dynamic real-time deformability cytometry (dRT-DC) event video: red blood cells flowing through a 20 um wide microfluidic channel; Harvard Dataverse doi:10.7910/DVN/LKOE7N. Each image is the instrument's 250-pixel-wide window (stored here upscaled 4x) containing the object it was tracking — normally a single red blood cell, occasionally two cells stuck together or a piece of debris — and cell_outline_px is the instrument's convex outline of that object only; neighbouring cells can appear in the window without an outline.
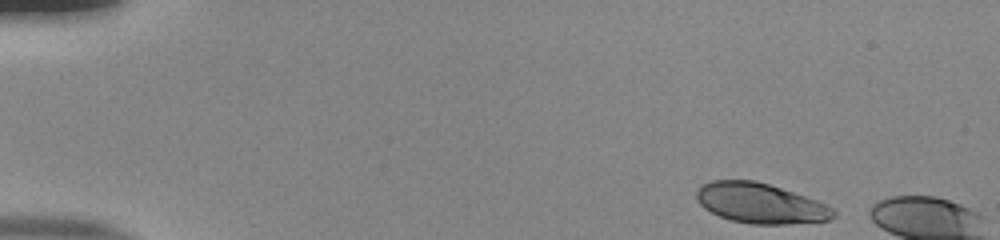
{"species": "human", "species_latin": "Homo sapiens", "temperature_condition": "room temperature", "stored_images_in_passage": 7, "camera_frame_rate_fps": 3000, "um_per_image_px": 0.085, "donor": {"sex": "male"}, "frame": {"image": 1, "passage_image": 1, "time_ms": 0.0, "image_size_px": [1000, 240], "cell_outline_px": [[836, 216], [828, 220], [788, 224], [752, 224], [732, 220], [720, 216], [704, 208], [696, 200], [696, 192], [700, 184], [712, 180], [756, 180], [816, 200], [832, 208], [836, 212]], "centroid_in_image_um": [64.59, 17.27], "position_along_channel_um": 20.4, "area_um2": 31.85}}